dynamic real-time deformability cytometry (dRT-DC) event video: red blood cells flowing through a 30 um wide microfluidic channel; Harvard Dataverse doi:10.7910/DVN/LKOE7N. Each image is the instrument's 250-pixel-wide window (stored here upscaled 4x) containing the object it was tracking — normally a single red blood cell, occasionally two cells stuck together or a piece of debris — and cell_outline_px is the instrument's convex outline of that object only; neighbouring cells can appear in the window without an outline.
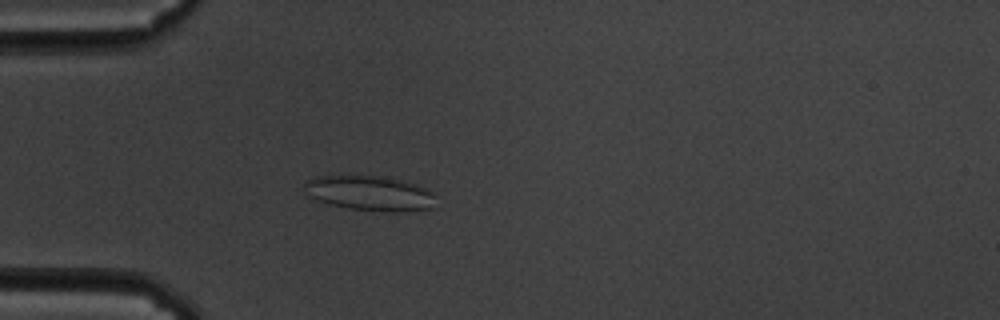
{"species": "common noctule bat (a hibernating species)", "species_latin": "Nyctalus noctula", "temperature_condition": "cold", "stored_images_in_passage": 58, "camera_frame_rate_fps": 3000, "um_per_image_px": 0.085, "animal": {"sex": "male", "body_mass_g": 19.5, "forearm_length_mm": 54.6}, "frame": {"image": 1, "passage_image": 16, "time_ms": 5.0, "image_size_px": [1000, 320], "cell_outline_px": [[436, 196], [432, 208], [400, 212], [388, 212], [348, 208], [316, 200], [308, 196], [304, 184], [308, 180], [316, 176], [376, 176], [400, 180], [416, 184], [428, 188], [436, 192]], "centroid_in_image_um": [31.49, 16.43], "position_along_channel_um": 53.5, "area_um2": 26.7}}
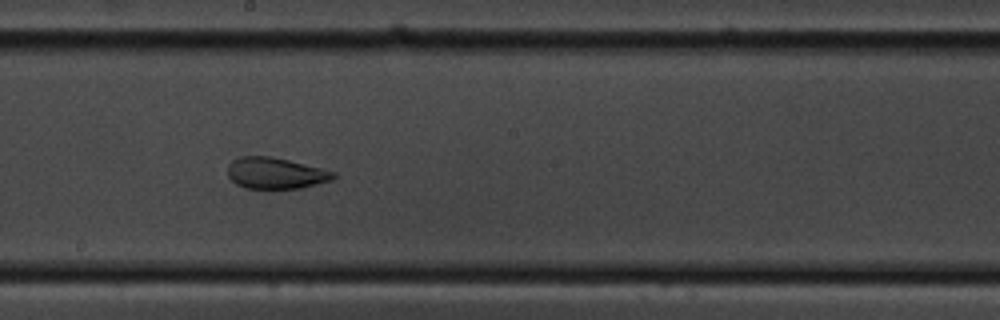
{"frame": {"image": 2, "passage_image": 32, "time_ms": 10.333, "image_size_px": [1000, 320], "cell_outline_px": [[336, 176], [332, 180], [300, 188], [244, 188], [236, 184], [228, 176], [228, 164], [232, 160], [240, 156], [268, 156], [288, 160], [336, 172]], "centroid_in_image_um": [23.4, 14.72], "position_along_channel_um": 224.8, "area_um2": 19.13}}
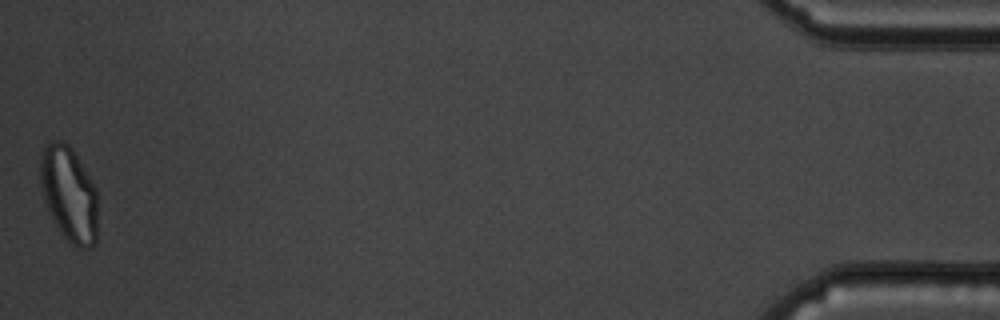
{"frame": {"image": 3, "passage_image": 58, "time_ms": 19.0, "image_size_px": [1000, 320], "cell_outline_px": [[96, 240], [92, 248], [80, 248], [72, 244], [60, 232], [44, 200], [40, 184], [40, 156], [44, 144], [48, 140], [60, 140], [68, 144], [76, 156], [96, 188]], "centroid_in_image_um": [5.84, 16.46], "position_along_channel_um": 429.4, "area_um2": 31.62}, "authors_computed_cell_mechanics": {"area_um2": 27.6284, "velocity_mm_per_s": 3.3854, "shape_relaxation_time_tau1_ms": null, "shape_relaxation_time_tau2_ms": 1.4691, "deformation_change_tau1": null, "deformation_change_tau2": 0.056}}